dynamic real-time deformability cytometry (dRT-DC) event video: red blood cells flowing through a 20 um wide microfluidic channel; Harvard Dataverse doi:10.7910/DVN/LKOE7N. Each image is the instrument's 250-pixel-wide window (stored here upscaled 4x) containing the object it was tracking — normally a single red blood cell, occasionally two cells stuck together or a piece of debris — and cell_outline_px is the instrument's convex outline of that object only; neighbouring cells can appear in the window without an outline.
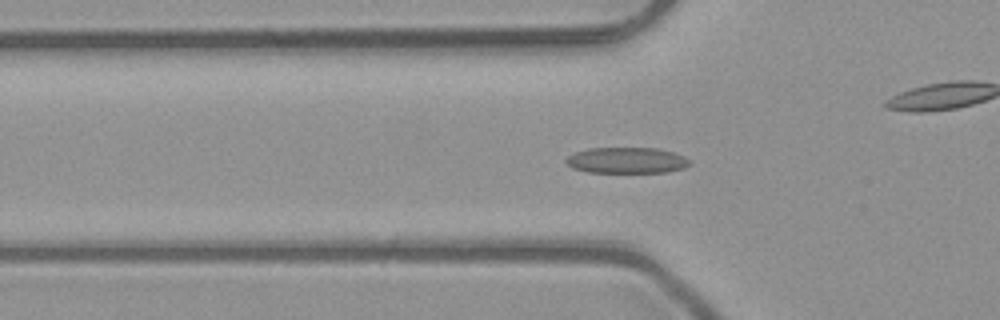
{"species": "common noctule bat (a hibernating species)", "species_latin": "Nyctalus noctula", "temperature_condition": "room temperature", "stored_images_in_passage": 52, "camera_frame_rate_fps": 3000, "um_per_image_px": 0.085, "animal": {"sex": "male", "body_mass_g": 23.1, "forearm_length_mm": 52.7}, "frame": {"image": 1, "passage_image": 17, "time_ms": 5.333, "image_size_px": [1000, 320], "cell_outline_px": [[692, 164], [684, 168], [668, 172], [588, 172], [572, 168], [564, 160], [568, 156], [576, 152], [588, 148], [660, 148], [684, 156]], "centroid_in_image_um": [53.28, 13.63], "position_along_channel_um": 72.5, "area_um2": 18.73}}
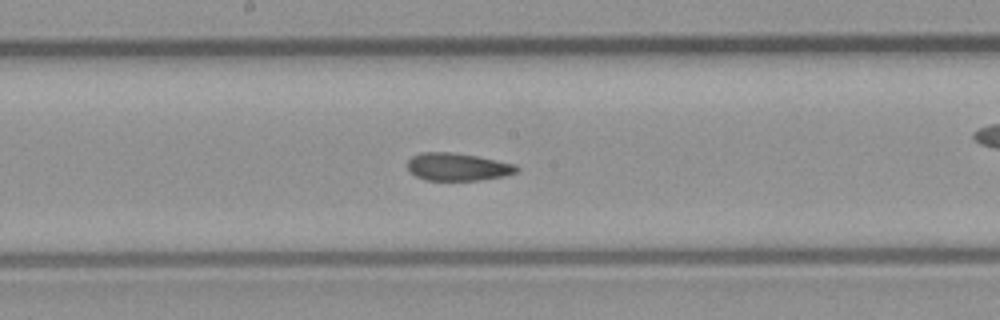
{"frame": {"image": 2, "passage_image": 27, "time_ms": 8.667, "image_size_px": [1000, 320], "cell_outline_px": [[520, 168], [516, 172], [504, 176], [480, 180], [424, 180], [416, 176], [408, 168], [408, 160], [412, 156], [420, 152], [452, 152], [476, 156], [516, 164]], "centroid_in_image_um": [38.9, 14.18], "position_along_channel_um": 209.3, "area_um2": 17.57}}
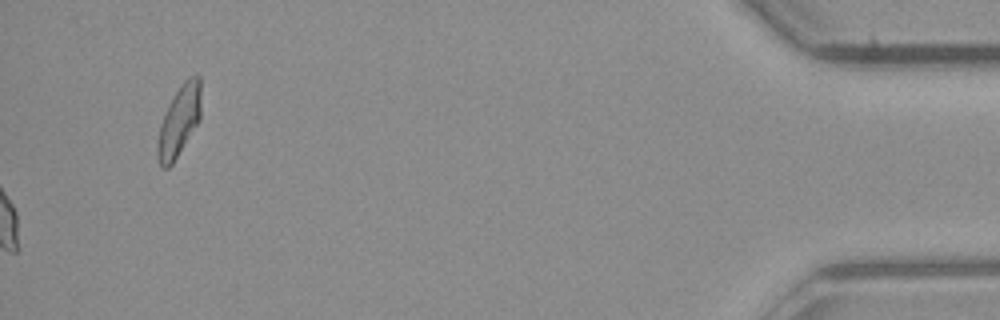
{"frame": {"image": 3, "passage_image": 52, "time_ms": 17.0, "image_size_px": [1000, 320], "cell_outline_px": [[200, 120], [172, 164], [168, 168], [160, 168], [156, 156], [156, 148], [160, 124], [168, 104], [184, 80], [188, 76], [196, 72], [200, 76]], "centroid_in_image_um": [15.21, 10.28], "position_along_channel_um": 420.0, "area_um2": 18.09}, "authors_computed_cell_mechanics": {"area_um2": 18.5249, "velocity_mm_per_s": 4.0672, "shape_relaxation_time_tau1_ms": null, "shape_relaxation_time_tau2_ms": 1.9031, "deformation_change_tau1": null, "deformation_change_tau2": 0.0782}}